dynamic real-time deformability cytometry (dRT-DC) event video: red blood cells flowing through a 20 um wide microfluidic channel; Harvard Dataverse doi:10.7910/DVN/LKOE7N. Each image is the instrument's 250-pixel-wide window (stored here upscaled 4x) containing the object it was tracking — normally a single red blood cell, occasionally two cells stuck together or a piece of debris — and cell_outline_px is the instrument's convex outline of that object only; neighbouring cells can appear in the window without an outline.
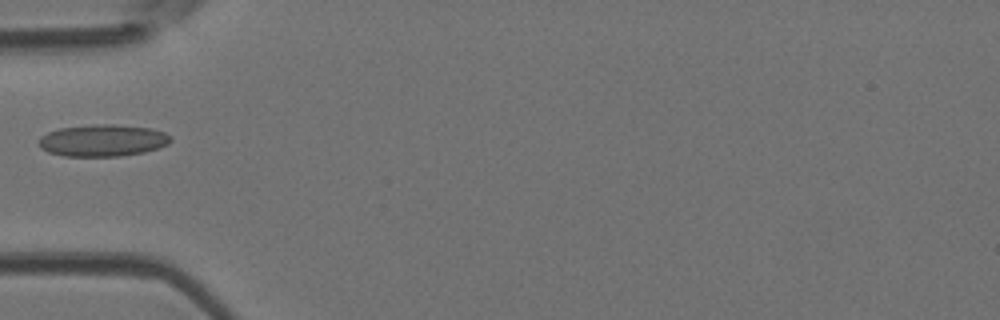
{"species": "Egyptian fruit bat (a non-hibernating species)", "species_latin": "Rousettus aegyptiacus", "temperature_condition": "room temperature", "stored_images_in_passage": 7, "camera_frame_rate_fps": 3000, "um_per_image_px": 0.085, "animal": {"sex": "female"}, "frame": {"image": 1, "passage_image": 5, "time_ms": 1.333, "image_size_px": [1000, 320], "cell_outline_px": [[172, 140], [168, 144], [144, 152], [120, 156], [64, 156], [48, 152], [40, 148], [36, 140], [40, 136], [48, 132], [60, 128], [96, 124], [112, 124], [152, 128], [164, 132], [172, 136]], "centroid_in_image_um": [8.71, 11.93], "position_along_channel_um": 76.3, "area_um2": 24.68}}
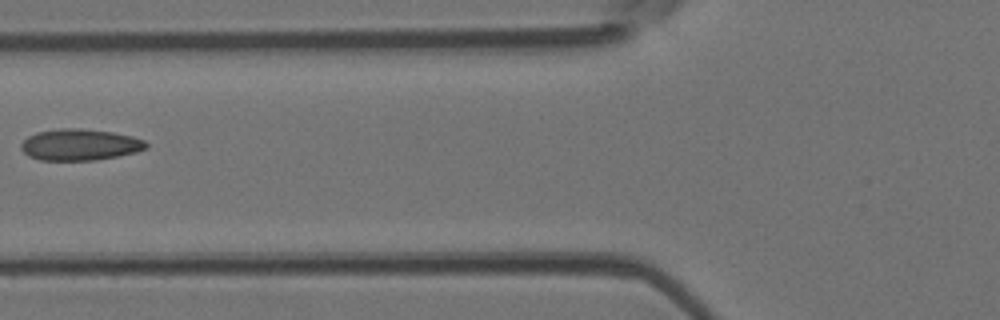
{"frame": {"image": 2, "passage_image": 6, "time_ms": 1.667, "image_size_px": [1000, 320], "cell_outline_px": [[148, 148], [136, 152], [96, 160], [40, 160], [28, 156], [20, 148], [20, 144], [28, 136], [36, 132], [60, 128], [80, 128], [112, 132], [132, 136], [144, 140], [148, 144]], "centroid_in_image_um": [6.78, 12.29], "position_along_channel_um": 119.0, "area_um2": 22.95}}
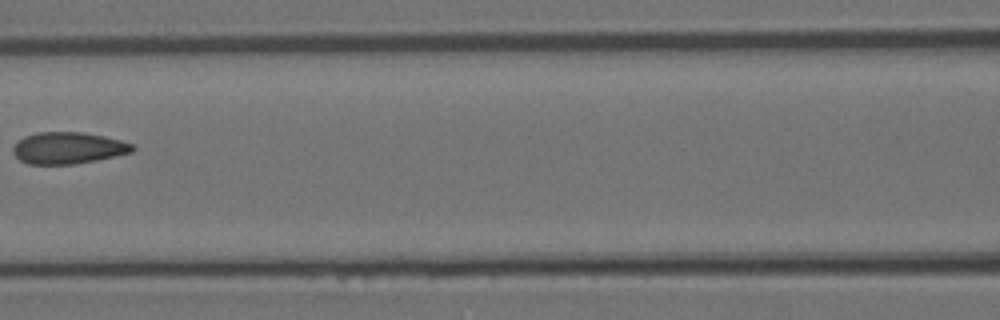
{"frame": {"image": 3, "passage_image": 7, "time_ms": 2.0, "image_size_px": [1000, 320], "cell_outline_px": [[136, 148], [132, 152], [96, 160], [72, 164], [28, 164], [20, 160], [12, 152], [12, 148], [16, 140], [24, 136], [36, 132], [84, 132], [104, 136], [120, 140], [132, 144]], "centroid_in_image_um": [5.75, 12.57], "position_along_channel_um": 160.9, "area_um2": 22.14}}